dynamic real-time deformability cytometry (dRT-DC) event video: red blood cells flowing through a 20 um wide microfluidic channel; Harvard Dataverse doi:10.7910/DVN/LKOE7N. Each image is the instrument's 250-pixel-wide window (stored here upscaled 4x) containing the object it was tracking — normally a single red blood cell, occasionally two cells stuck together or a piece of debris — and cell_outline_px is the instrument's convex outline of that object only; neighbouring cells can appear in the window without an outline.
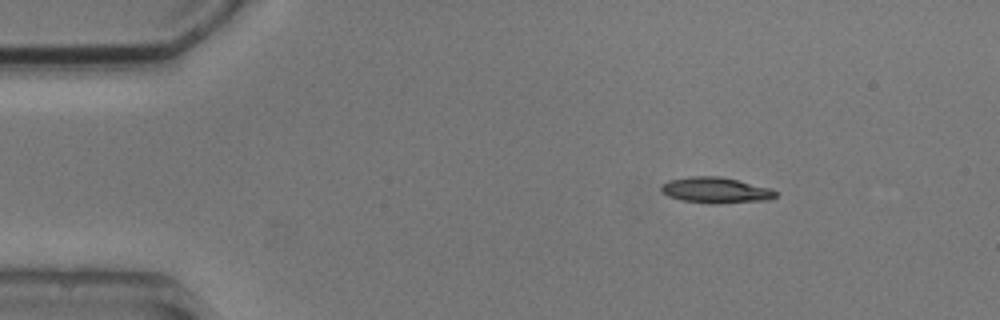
{"species": "common noctule bat (a hibernating species)", "species_latin": "Nyctalus noctula", "temperature_condition": "cold", "stored_images_in_passage": 3, "camera_frame_rate_fps": 3000, "um_per_image_px": 0.085, "animal": {"sex": "male", "body_mass_g": 20.5, "forearm_length_mm": 52.5}, "frame": {"image": 1, "passage_image": 1, "time_ms": 0.0, "image_size_px": [1000, 320], "cell_outline_px": [[776, 196], [768, 200], [712, 204], [680, 200], [668, 196], [660, 192], [660, 184], [668, 180], [692, 176], [720, 176], [772, 188], [776, 192]], "centroid_in_image_um": [60.79, 16.16], "position_along_channel_um": 24.2, "area_um2": 17.4}}